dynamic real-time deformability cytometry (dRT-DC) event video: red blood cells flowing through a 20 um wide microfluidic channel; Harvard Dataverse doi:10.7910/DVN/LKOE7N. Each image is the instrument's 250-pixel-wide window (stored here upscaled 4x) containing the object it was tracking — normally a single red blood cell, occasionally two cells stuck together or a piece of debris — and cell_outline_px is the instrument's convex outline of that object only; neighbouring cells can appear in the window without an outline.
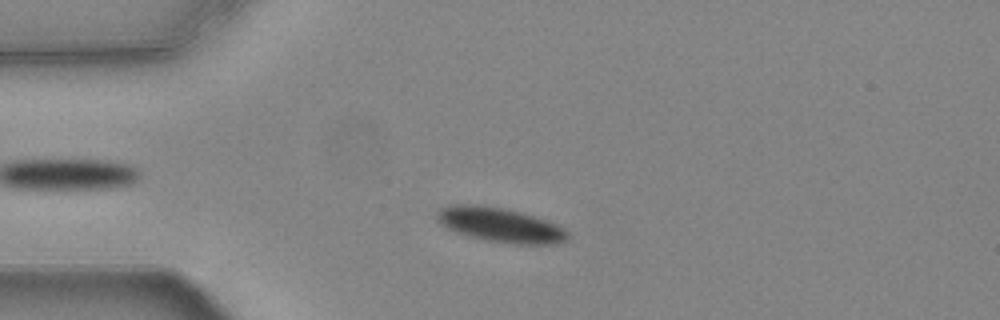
{"species": "common noctule bat (a hibernating species)", "species_latin": "Nyctalus noctula", "temperature_condition": "warm", "stored_images_in_passage": 52, "camera_frame_rate_fps": 3000, "um_per_image_px": 0.085, "animal": {"sex": "female", "body_mass_g": 24.6, "forearm_length_mm": 56.2}, "frame": {"image": 1, "passage_image": 10, "time_ms": 3.0, "image_size_px": [1000, 320], "cell_outline_px": [[568, 240], [556, 244], [512, 244], [484, 240], [468, 236], [456, 232], [440, 224], [436, 220], [436, 212], [440, 208], [448, 204], [476, 204], [504, 208], [536, 216], [548, 220], [564, 228], [568, 232]], "centroid_in_image_um": [42.5, 19.11], "position_along_channel_um": 42.5, "area_um2": 26.7}}
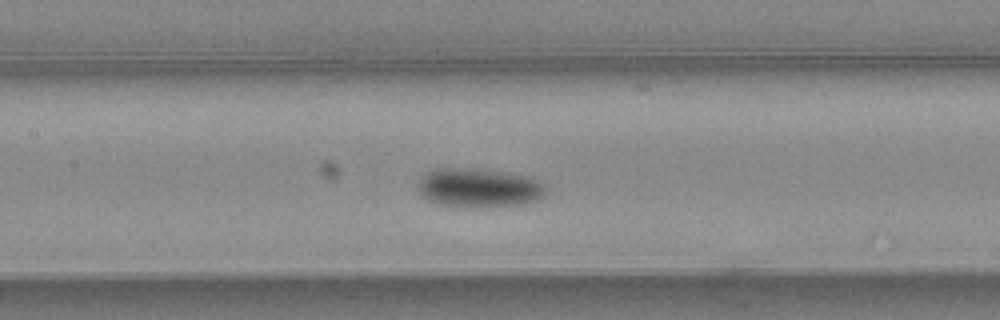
{"frame": {"image": 2, "passage_image": 22, "time_ms": 7.0, "image_size_px": [1000, 320], "cell_outline_px": [[548, 188], [544, 196], [540, 200], [528, 204], [476, 208], [464, 208], [440, 204], [428, 200], [420, 192], [416, 184], [420, 176], [424, 172], [436, 168], [452, 168], [504, 172], [532, 176], [548, 184]], "centroid_in_image_um": [40.77, 15.98], "position_along_channel_um": 166.6, "area_um2": 29.94}}
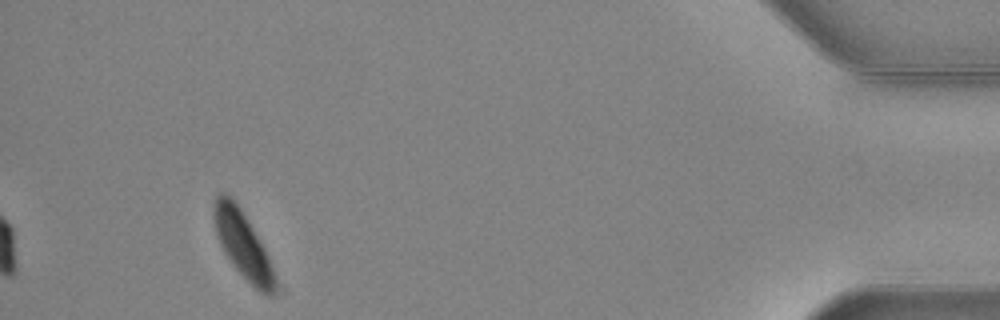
{"frame": {"image": 3, "passage_image": 48, "time_ms": 15.667, "image_size_px": [1000, 320], "cell_outline_px": [[276, 284], [272, 296], [264, 296], [232, 264], [224, 252], [216, 236], [212, 216], [212, 204], [216, 196], [220, 192], [224, 192], [240, 208], [248, 220], [260, 240], [268, 256], [276, 276]], "centroid_in_image_um": [20.61, 20.78], "position_along_channel_um": 414.6, "area_um2": 23.7}, "authors_computed_cell_mechanics": {"area_um2": 26.7325, "velocity_mm_per_s": 3.678, "shape_relaxation_time_tau1_ms": 1.6741, "shape_relaxation_time_tau2_ms": null, "deformation_change_tau1": 0.0895, "deformation_change_tau2": null}}